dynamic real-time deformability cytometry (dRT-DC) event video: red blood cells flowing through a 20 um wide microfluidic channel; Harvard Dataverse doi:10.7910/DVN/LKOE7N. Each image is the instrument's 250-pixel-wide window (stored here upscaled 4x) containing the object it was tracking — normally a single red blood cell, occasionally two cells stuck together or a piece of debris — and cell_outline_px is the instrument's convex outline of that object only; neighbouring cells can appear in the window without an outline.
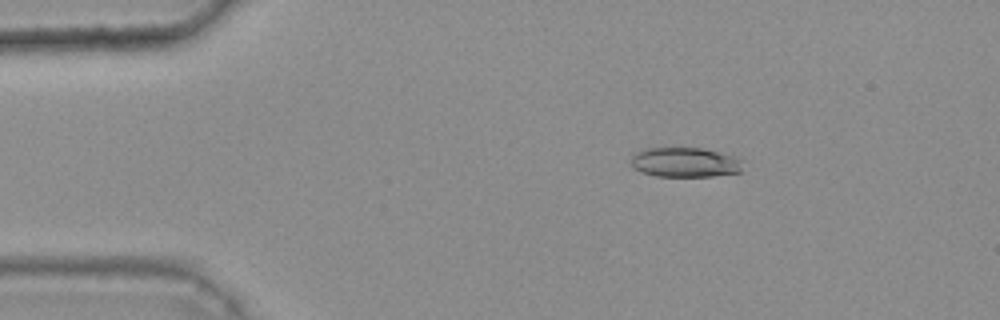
{"species": "common noctule bat (a hibernating species)", "species_latin": "Nyctalus noctula", "temperature_condition": "warm", "stored_images_in_passage": 20, "camera_frame_rate_fps": 3000, "um_per_image_px": 0.085, "animal": {"sex": "female", "body_mass_g": 25.1}, "frame": {"image": 1, "passage_image": 9, "time_ms": 2.667, "image_size_px": [1000, 320], "cell_outline_px": [[740, 172], [712, 176], [656, 176], [640, 172], [632, 168], [628, 164], [632, 156], [636, 152], [644, 148], [700, 148], [732, 156], [740, 160]], "centroid_in_image_um": [58.1, 13.8], "position_along_channel_um": 26.9, "area_um2": 19.25}}
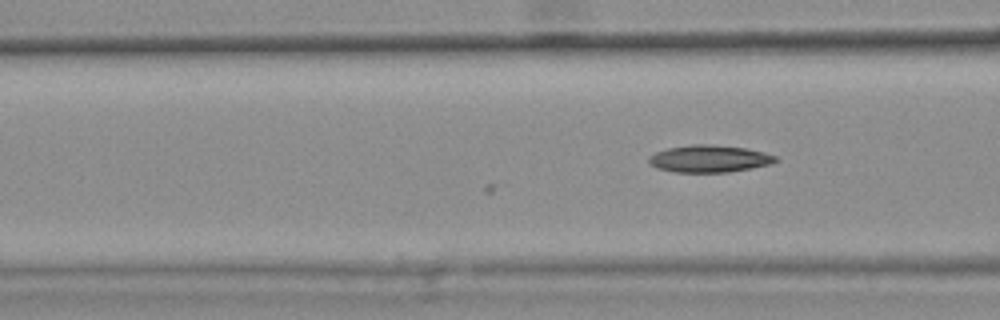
{"frame": {"image": 2, "passage_image": 20, "time_ms": 6.333, "image_size_px": [1000, 320], "cell_outline_px": [[780, 160], [772, 164], [752, 168], [728, 172], [672, 172], [656, 168], [648, 164], [648, 156], [656, 152], [668, 148], [692, 144], [708, 144], [748, 148], [764, 152], [776, 156]], "centroid_in_image_um": [60.29, 13.49], "position_along_channel_um": 106.3, "area_um2": 20.35}}